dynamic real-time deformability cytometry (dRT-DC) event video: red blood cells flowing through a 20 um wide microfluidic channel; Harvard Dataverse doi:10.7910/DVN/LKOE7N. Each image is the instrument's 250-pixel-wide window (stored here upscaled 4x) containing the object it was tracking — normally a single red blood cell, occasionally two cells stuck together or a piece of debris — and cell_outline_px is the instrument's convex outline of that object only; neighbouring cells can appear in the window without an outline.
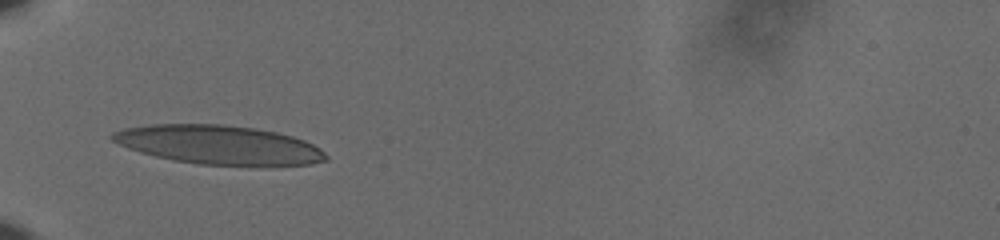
{"species": "human", "species_latin": "Homo sapiens", "temperature_condition": "cold", "stored_images_in_passage": 33, "camera_frame_rate_fps": 3000, "um_per_image_px": 0.085, "donor": {"sex": "male"}, "frame": {"image": 1, "passage_image": 1, "time_ms": 0.0, "image_size_px": [1000, 240], "cell_outline_px": [[328, 160], [312, 164], [200, 164], [176, 160], [156, 156], [140, 152], [128, 148], [112, 140], [108, 136], [112, 132], [124, 128], [148, 124], [220, 124], [256, 128], [276, 132], [292, 136], [304, 140], [320, 148], [328, 156]], "centroid_in_image_um": [18.56, 12.28], "position_along_channel_um": 66.4, "area_um2": 47.86}}
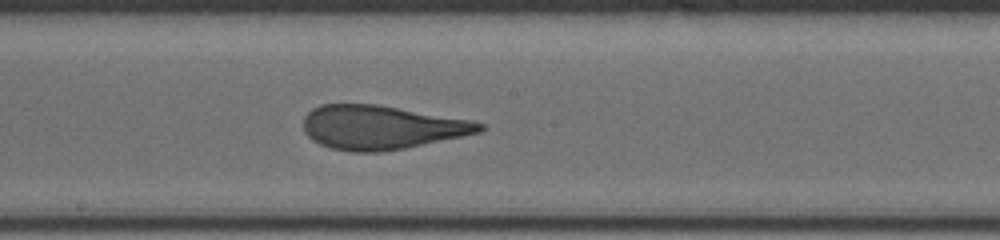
{"frame": {"image": 2, "passage_image": 14, "time_ms": 4.333, "image_size_px": [1000, 240], "cell_outline_px": [[484, 128], [480, 132], [404, 148], [380, 152], [352, 152], [332, 148], [320, 144], [312, 140], [304, 132], [304, 116], [312, 108], [320, 104], [376, 104], [468, 120], [484, 124]], "centroid_in_image_um": [32.34, 10.82], "position_along_channel_um": 215.9, "area_um2": 44.56}}
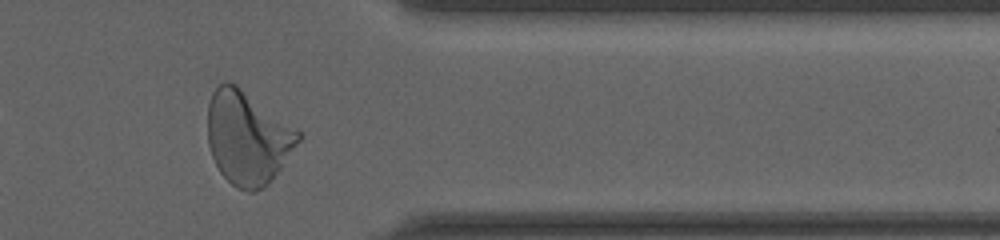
{"frame": {"image": 3, "passage_image": 29, "time_ms": 9.333, "image_size_px": [1000, 240], "cell_outline_px": [[300, 140], [272, 180], [264, 188], [252, 192], [248, 192], [236, 188], [220, 172], [212, 156], [208, 144], [208, 104], [212, 92], [224, 80], [228, 80], [236, 84], [300, 132]], "centroid_in_image_um": [21.01, 11.72], "position_along_channel_um": 390.4, "area_um2": 48.84}, "authors_computed_cell_mechanics": {"area_um2": 45.4308, "velocity_mm_per_s": 3.6323, "shape_relaxation_time_tau1_ms": 8.3028, "shape_relaxation_time_tau2_ms": 0.921, "deformation_change_tau1": 0.2702, "deformation_change_tau2": 0.0861}}